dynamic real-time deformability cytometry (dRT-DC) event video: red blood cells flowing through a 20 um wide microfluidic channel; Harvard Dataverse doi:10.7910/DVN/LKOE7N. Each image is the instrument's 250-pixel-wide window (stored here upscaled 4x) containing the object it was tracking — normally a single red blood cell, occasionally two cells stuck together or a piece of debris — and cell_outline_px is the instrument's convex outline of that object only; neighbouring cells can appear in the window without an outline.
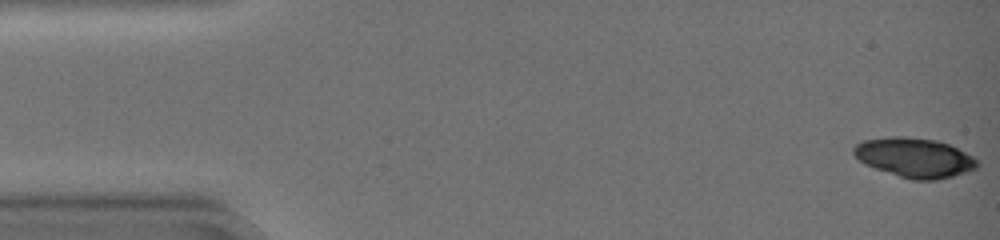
{"species": "common noctule bat (a hibernating species)", "species_latin": "Nyctalus noctula", "temperature_condition": "warm", "stored_images_in_passage": 45, "camera_frame_rate_fps": 3000, "um_per_image_px": 0.085, "animal": {"sex": "female", "body_mass_g": 19.0, "forearm_length_mm": 51.5}, "frame": {"image": 1, "passage_image": 1, "time_ms": 0.0, "image_size_px": [1000, 240], "cell_outline_px": [[980, 164], [976, 168], [952, 176], [936, 180], [912, 180], [864, 164], [852, 152], [852, 148], [856, 144], [864, 140], [896, 136], [900, 136], [936, 140], [948, 144], [980, 160]], "centroid_in_image_um": [77.74, 13.4], "position_along_channel_um": 7.3, "area_um2": 28.15}}
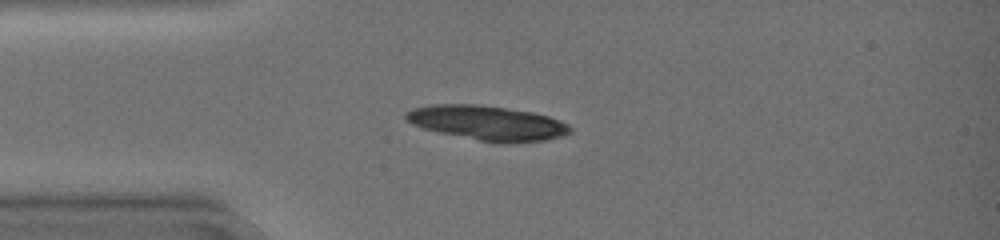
{"frame": {"image": 2, "passage_image": 12, "time_ms": 3.667, "image_size_px": [1000, 240], "cell_outline_px": [[572, 132], [564, 136], [544, 140], [508, 144], [500, 144], [440, 132], [424, 128], [412, 124], [404, 116], [412, 108], [432, 104], [476, 104], [532, 112], [548, 116], [568, 124], [572, 128]], "centroid_in_image_um": [41.47, 10.46], "position_along_channel_um": 43.5, "area_um2": 32.95}}